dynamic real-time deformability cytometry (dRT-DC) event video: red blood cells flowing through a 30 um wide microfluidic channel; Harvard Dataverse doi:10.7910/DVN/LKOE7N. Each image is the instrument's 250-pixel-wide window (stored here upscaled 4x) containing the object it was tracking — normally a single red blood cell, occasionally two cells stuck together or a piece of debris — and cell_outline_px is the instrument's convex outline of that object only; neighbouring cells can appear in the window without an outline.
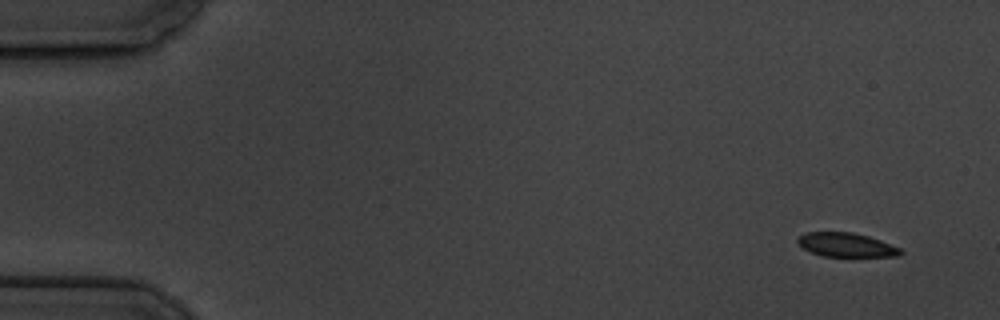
{"species": "common noctule bat (a hibernating species)", "species_latin": "Nyctalus noctula", "temperature_condition": "cold", "stored_images_in_passage": 5, "segment_of_instrument_passage": [1, 2], "camera_frame_rate_fps": 3000, "um_per_image_px": 0.085, "animal": {"sex": "male", "body_mass_g": 19.5, "forearm_length_mm": 54.6}, "frame": {"image": 1, "passage_image": 1, "time_ms": 0.0, "image_size_px": [1000, 320], "cell_outline_px": [[904, 252], [900, 256], [824, 256], [812, 252], [804, 248], [796, 240], [796, 236], [808, 232], [852, 232], [868, 236], [880, 240], [900, 248]], "centroid_in_image_um": [71.94, 20.81], "position_along_channel_um": 13.1, "area_um2": 14.28}}